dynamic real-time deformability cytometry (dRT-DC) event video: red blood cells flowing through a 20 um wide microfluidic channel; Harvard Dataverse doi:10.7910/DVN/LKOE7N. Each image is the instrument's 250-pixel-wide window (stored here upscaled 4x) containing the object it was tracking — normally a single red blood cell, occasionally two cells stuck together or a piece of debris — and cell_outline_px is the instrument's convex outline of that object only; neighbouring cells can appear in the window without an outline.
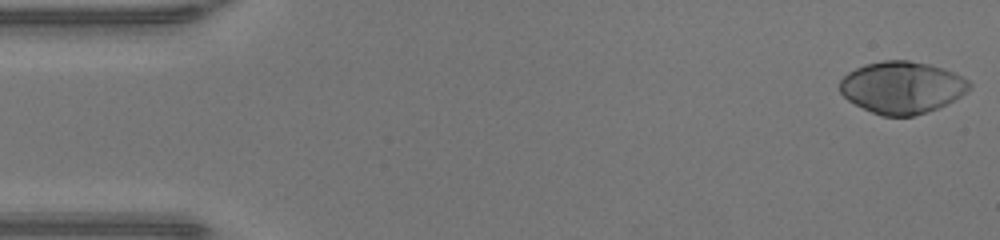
{"species": "human", "species_latin": "Homo sapiens", "temperature_condition": "warm", "stored_images_in_passage": 48, "camera_frame_rate_fps": 3000, "um_per_image_px": 0.085, "donor": {"sex": "male"}, "frame": {"image": 1, "passage_image": 1, "time_ms": 0.0, "image_size_px": [1000, 240], "cell_outline_px": [[972, 88], [968, 92], [936, 108], [912, 116], [884, 116], [872, 112], [848, 100], [840, 92], [840, 80], [848, 72], [864, 64], [884, 60], [908, 60], [928, 64], [944, 68], [968, 80], [972, 84]], "centroid_in_image_um": [76.66, 7.41], "position_along_channel_um": 8.3, "area_um2": 39.02}}
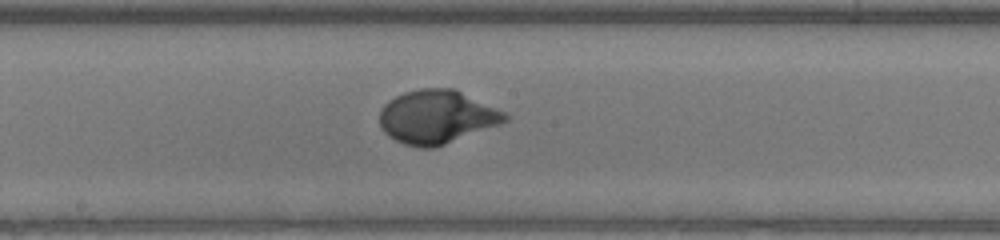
{"frame": {"image": 2, "passage_image": 25, "time_ms": 8.0, "image_size_px": [1000, 240], "cell_outline_px": [[508, 120], [500, 124], [444, 144], [432, 148], [420, 148], [404, 144], [388, 136], [380, 128], [380, 108], [388, 100], [404, 92], [420, 88], [456, 88], [504, 112], [508, 116]], "centroid_in_image_um": [37.09, 9.92], "position_along_channel_um": 211.1, "area_um2": 39.07}}
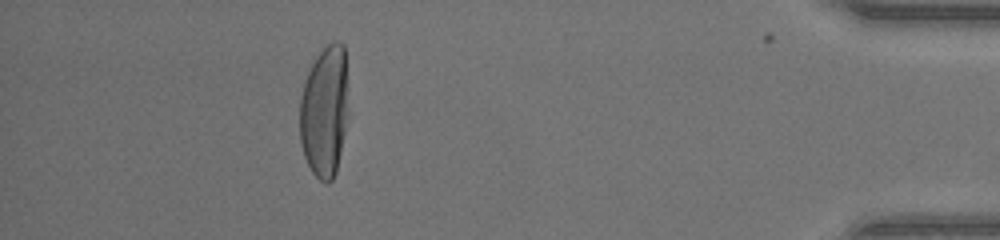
{"frame": {"image": 3, "passage_image": 43, "time_ms": 14.0, "image_size_px": [1000, 240], "cell_outline_px": [[348, 116], [336, 172], [332, 180], [328, 184], [320, 180], [312, 172], [304, 156], [300, 144], [300, 96], [308, 72], [316, 56], [328, 44], [336, 40], [344, 44], [348, 88]], "centroid_in_image_um": [27.6, 9.45], "position_along_channel_um": 407.6, "area_um2": 37.69}, "authors_computed_cell_mechanics": {"area_um2": 38.2058, "velocity_mm_per_s": 4.2711, "shape_relaxation_time_tau1_ms": 2.7068, "shape_relaxation_time_tau2_ms": null, "deformation_change_tau1": 0.223, "deformation_change_tau2": null}}